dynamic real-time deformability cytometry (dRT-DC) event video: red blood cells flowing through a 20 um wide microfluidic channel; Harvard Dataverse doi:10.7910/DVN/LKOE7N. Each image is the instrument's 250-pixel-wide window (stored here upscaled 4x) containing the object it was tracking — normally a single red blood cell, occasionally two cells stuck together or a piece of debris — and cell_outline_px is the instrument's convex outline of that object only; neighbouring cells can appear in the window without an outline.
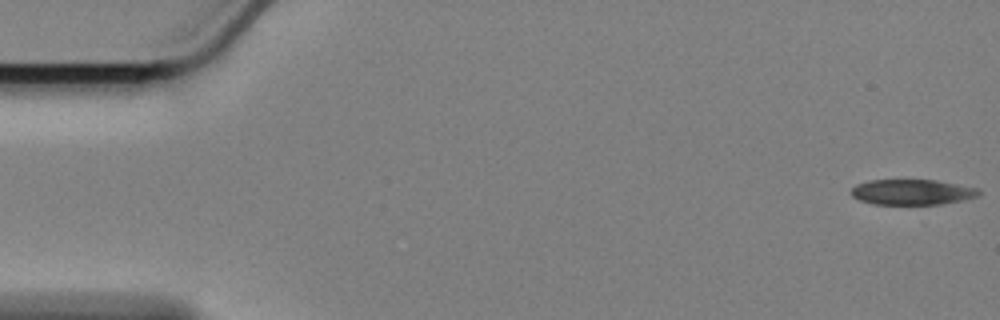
{"species": "Egyptian fruit bat (a non-hibernating species)", "species_latin": "Rousettus aegyptiacus", "temperature_condition": "cold", "stored_images_in_passage": 58, "camera_frame_rate_fps": 3000, "um_per_image_px": 0.085, "animal": {"sex": "female"}, "frame": {"image": 1, "passage_image": 1, "time_ms": 0.0, "image_size_px": [1000, 320], "cell_outline_px": [[980, 196], [964, 200], [940, 204], [872, 204], [860, 200], [852, 196], [852, 188], [856, 184], [868, 180], [936, 180], [980, 188]], "centroid_in_image_um": [77.57, 16.32], "position_along_channel_um": 7.4, "area_um2": 19.02}}
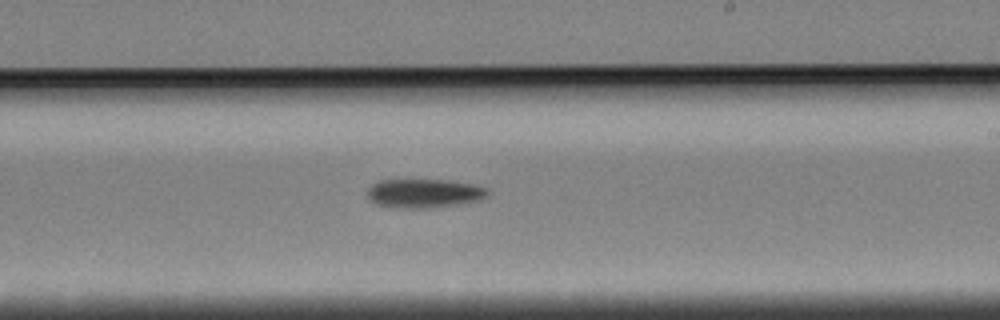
{"frame": {"image": 2, "passage_image": 34, "time_ms": 11.0, "image_size_px": [1000, 320], "cell_outline_px": [[492, 192], [488, 196], [480, 200], [456, 204], [428, 208], [396, 208], [376, 204], [368, 196], [368, 188], [372, 184], [380, 180], [448, 180], [472, 184], [488, 188]], "centroid_in_image_um": [36.09, 16.43], "position_along_channel_um": 252.9, "area_um2": 20.29}}
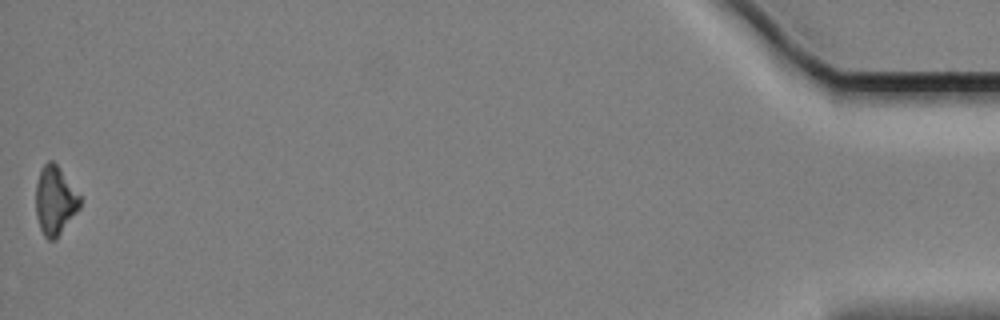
{"frame": {"image": 3, "passage_image": 58, "time_ms": 19.0, "image_size_px": [1000, 320], "cell_outline_px": [[80, 208], [60, 232], [52, 240], [48, 240], [44, 236], [40, 228], [36, 216], [36, 184], [40, 172], [44, 164], [48, 160], [52, 160], [56, 164], [80, 196]], "centroid_in_image_um": [4.65, 17.03], "position_along_channel_um": 430.5, "area_um2": 17.17}, "authors_computed_cell_mechanics": {"area_um2": 19.7098, "velocity_mm_per_s": 3.4105, "shape_relaxation_time_tau1_ms": 3.602, "shape_relaxation_time_tau2_ms": null, "deformation_change_tau1": 0.1074, "deformation_change_tau2": null}}